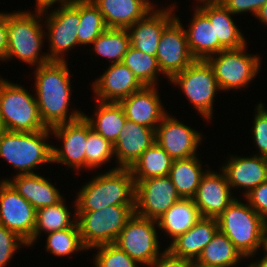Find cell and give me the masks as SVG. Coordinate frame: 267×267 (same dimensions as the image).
<instances>
[{
    "label": "cell",
    "mask_w": 267,
    "mask_h": 267,
    "mask_svg": "<svg viewBox=\"0 0 267 267\" xmlns=\"http://www.w3.org/2000/svg\"><path fill=\"white\" fill-rule=\"evenodd\" d=\"M103 15L107 28L128 29L152 9L143 0H91Z\"/></svg>",
    "instance_id": "obj_24"
},
{
    "label": "cell",
    "mask_w": 267,
    "mask_h": 267,
    "mask_svg": "<svg viewBox=\"0 0 267 267\" xmlns=\"http://www.w3.org/2000/svg\"><path fill=\"white\" fill-rule=\"evenodd\" d=\"M93 84L97 101L116 103L144 87L134 73L123 63L111 64L107 71Z\"/></svg>",
    "instance_id": "obj_18"
},
{
    "label": "cell",
    "mask_w": 267,
    "mask_h": 267,
    "mask_svg": "<svg viewBox=\"0 0 267 267\" xmlns=\"http://www.w3.org/2000/svg\"><path fill=\"white\" fill-rule=\"evenodd\" d=\"M256 107L257 112L254 116V125L252 128L253 138L260 150V156L267 157V110L261 102Z\"/></svg>",
    "instance_id": "obj_41"
},
{
    "label": "cell",
    "mask_w": 267,
    "mask_h": 267,
    "mask_svg": "<svg viewBox=\"0 0 267 267\" xmlns=\"http://www.w3.org/2000/svg\"><path fill=\"white\" fill-rule=\"evenodd\" d=\"M77 195L76 212H91L114 205L134 206L135 181L129 168L117 165L86 183Z\"/></svg>",
    "instance_id": "obj_2"
},
{
    "label": "cell",
    "mask_w": 267,
    "mask_h": 267,
    "mask_svg": "<svg viewBox=\"0 0 267 267\" xmlns=\"http://www.w3.org/2000/svg\"><path fill=\"white\" fill-rule=\"evenodd\" d=\"M122 63L134 73L144 86H156V74L161 72L156 56H151L130 46Z\"/></svg>",
    "instance_id": "obj_36"
},
{
    "label": "cell",
    "mask_w": 267,
    "mask_h": 267,
    "mask_svg": "<svg viewBox=\"0 0 267 267\" xmlns=\"http://www.w3.org/2000/svg\"><path fill=\"white\" fill-rule=\"evenodd\" d=\"M34 73L36 102L41 119L47 128L75 121L84 115L76 110L67 116L72 92L66 61H50L36 66Z\"/></svg>",
    "instance_id": "obj_1"
},
{
    "label": "cell",
    "mask_w": 267,
    "mask_h": 267,
    "mask_svg": "<svg viewBox=\"0 0 267 267\" xmlns=\"http://www.w3.org/2000/svg\"><path fill=\"white\" fill-rule=\"evenodd\" d=\"M231 187L225 173L211 172L210 170L202 176L194 203L202 217L217 218L236 199L232 197Z\"/></svg>",
    "instance_id": "obj_17"
},
{
    "label": "cell",
    "mask_w": 267,
    "mask_h": 267,
    "mask_svg": "<svg viewBox=\"0 0 267 267\" xmlns=\"http://www.w3.org/2000/svg\"><path fill=\"white\" fill-rule=\"evenodd\" d=\"M203 5L198 8L214 25L215 39L226 49H237L246 45V41L233 22V15L219 0H199Z\"/></svg>",
    "instance_id": "obj_25"
},
{
    "label": "cell",
    "mask_w": 267,
    "mask_h": 267,
    "mask_svg": "<svg viewBox=\"0 0 267 267\" xmlns=\"http://www.w3.org/2000/svg\"><path fill=\"white\" fill-rule=\"evenodd\" d=\"M193 199L181 198L157 220V227L163 229L172 241L184 234L201 218Z\"/></svg>",
    "instance_id": "obj_28"
},
{
    "label": "cell",
    "mask_w": 267,
    "mask_h": 267,
    "mask_svg": "<svg viewBox=\"0 0 267 267\" xmlns=\"http://www.w3.org/2000/svg\"><path fill=\"white\" fill-rule=\"evenodd\" d=\"M96 247L99 248L94 260L96 267H138L139 262L114 243Z\"/></svg>",
    "instance_id": "obj_39"
},
{
    "label": "cell",
    "mask_w": 267,
    "mask_h": 267,
    "mask_svg": "<svg viewBox=\"0 0 267 267\" xmlns=\"http://www.w3.org/2000/svg\"><path fill=\"white\" fill-rule=\"evenodd\" d=\"M245 258L231 240L219 229L212 240L204 247L197 262L214 267H234Z\"/></svg>",
    "instance_id": "obj_32"
},
{
    "label": "cell",
    "mask_w": 267,
    "mask_h": 267,
    "mask_svg": "<svg viewBox=\"0 0 267 267\" xmlns=\"http://www.w3.org/2000/svg\"><path fill=\"white\" fill-rule=\"evenodd\" d=\"M134 213V206L121 205L108 206L91 212H75L85 248L115 243Z\"/></svg>",
    "instance_id": "obj_7"
},
{
    "label": "cell",
    "mask_w": 267,
    "mask_h": 267,
    "mask_svg": "<svg viewBox=\"0 0 267 267\" xmlns=\"http://www.w3.org/2000/svg\"><path fill=\"white\" fill-rule=\"evenodd\" d=\"M152 10H154L153 9V6L150 4L151 2H149L148 0H143Z\"/></svg>",
    "instance_id": "obj_50"
},
{
    "label": "cell",
    "mask_w": 267,
    "mask_h": 267,
    "mask_svg": "<svg viewBox=\"0 0 267 267\" xmlns=\"http://www.w3.org/2000/svg\"><path fill=\"white\" fill-rule=\"evenodd\" d=\"M198 131L177 121L166 114L155 131L156 143L159 144L173 160L196 156L201 141Z\"/></svg>",
    "instance_id": "obj_16"
},
{
    "label": "cell",
    "mask_w": 267,
    "mask_h": 267,
    "mask_svg": "<svg viewBox=\"0 0 267 267\" xmlns=\"http://www.w3.org/2000/svg\"><path fill=\"white\" fill-rule=\"evenodd\" d=\"M156 142L155 130L126 120L114 146L119 168H130L141 154Z\"/></svg>",
    "instance_id": "obj_21"
},
{
    "label": "cell",
    "mask_w": 267,
    "mask_h": 267,
    "mask_svg": "<svg viewBox=\"0 0 267 267\" xmlns=\"http://www.w3.org/2000/svg\"><path fill=\"white\" fill-rule=\"evenodd\" d=\"M27 243L16 233L0 225V267H4L20 245Z\"/></svg>",
    "instance_id": "obj_40"
},
{
    "label": "cell",
    "mask_w": 267,
    "mask_h": 267,
    "mask_svg": "<svg viewBox=\"0 0 267 267\" xmlns=\"http://www.w3.org/2000/svg\"><path fill=\"white\" fill-rule=\"evenodd\" d=\"M265 252H267V235H265V247H264Z\"/></svg>",
    "instance_id": "obj_51"
},
{
    "label": "cell",
    "mask_w": 267,
    "mask_h": 267,
    "mask_svg": "<svg viewBox=\"0 0 267 267\" xmlns=\"http://www.w3.org/2000/svg\"><path fill=\"white\" fill-rule=\"evenodd\" d=\"M7 52V13H0V60H5Z\"/></svg>",
    "instance_id": "obj_45"
},
{
    "label": "cell",
    "mask_w": 267,
    "mask_h": 267,
    "mask_svg": "<svg viewBox=\"0 0 267 267\" xmlns=\"http://www.w3.org/2000/svg\"><path fill=\"white\" fill-rule=\"evenodd\" d=\"M50 131L55 137L62 139L63 148L52 146V162L65 164L68 167L81 169L85 167L87 143V120L81 118L54 126Z\"/></svg>",
    "instance_id": "obj_15"
},
{
    "label": "cell",
    "mask_w": 267,
    "mask_h": 267,
    "mask_svg": "<svg viewBox=\"0 0 267 267\" xmlns=\"http://www.w3.org/2000/svg\"><path fill=\"white\" fill-rule=\"evenodd\" d=\"M174 6L170 9L152 10L143 19L136 21L127 30L130 44L136 50L156 56L157 47L164 29L176 18ZM173 14V15H172Z\"/></svg>",
    "instance_id": "obj_20"
},
{
    "label": "cell",
    "mask_w": 267,
    "mask_h": 267,
    "mask_svg": "<svg viewBox=\"0 0 267 267\" xmlns=\"http://www.w3.org/2000/svg\"><path fill=\"white\" fill-rule=\"evenodd\" d=\"M155 224H157L156 220L134 213L114 244L139 263L150 265L162 254L159 252Z\"/></svg>",
    "instance_id": "obj_10"
},
{
    "label": "cell",
    "mask_w": 267,
    "mask_h": 267,
    "mask_svg": "<svg viewBox=\"0 0 267 267\" xmlns=\"http://www.w3.org/2000/svg\"><path fill=\"white\" fill-rule=\"evenodd\" d=\"M265 227H266L265 235H267V220H266V223H265Z\"/></svg>",
    "instance_id": "obj_52"
},
{
    "label": "cell",
    "mask_w": 267,
    "mask_h": 267,
    "mask_svg": "<svg viewBox=\"0 0 267 267\" xmlns=\"http://www.w3.org/2000/svg\"><path fill=\"white\" fill-rule=\"evenodd\" d=\"M95 119L83 115L90 123L91 128L106 140L114 144L127 120L123 107L116 102L97 101Z\"/></svg>",
    "instance_id": "obj_29"
},
{
    "label": "cell",
    "mask_w": 267,
    "mask_h": 267,
    "mask_svg": "<svg viewBox=\"0 0 267 267\" xmlns=\"http://www.w3.org/2000/svg\"><path fill=\"white\" fill-rule=\"evenodd\" d=\"M173 159L156 142L147 148L129 168L134 180L169 176Z\"/></svg>",
    "instance_id": "obj_31"
},
{
    "label": "cell",
    "mask_w": 267,
    "mask_h": 267,
    "mask_svg": "<svg viewBox=\"0 0 267 267\" xmlns=\"http://www.w3.org/2000/svg\"><path fill=\"white\" fill-rule=\"evenodd\" d=\"M201 161L197 156L173 160L169 177L181 198L193 199L202 176Z\"/></svg>",
    "instance_id": "obj_30"
},
{
    "label": "cell",
    "mask_w": 267,
    "mask_h": 267,
    "mask_svg": "<svg viewBox=\"0 0 267 267\" xmlns=\"http://www.w3.org/2000/svg\"><path fill=\"white\" fill-rule=\"evenodd\" d=\"M50 128L35 132L0 131V157L20 175L34 174L38 165L52 162V146L46 143Z\"/></svg>",
    "instance_id": "obj_4"
},
{
    "label": "cell",
    "mask_w": 267,
    "mask_h": 267,
    "mask_svg": "<svg viewBox=\"0 0 267 267\" xmlns=\"http://www.w3.org/2000/svg\"><path fill=\"white\" fill-rule=\"evenodd\" d=\"M71 212L64 205V199L52 206H46L36 210V224L32 236V245L42 231L47 233L72 228L76 220H71Z\"/></svg>",
    "instance_id": "obj_33"
},
{
    "label": "cell",
    "mask_w": 267,
    "mask_h": 267,
    "mask_svg": "<svg viewBox=\"0 0 267 267\" xmlns=\"http://www.w3.org/2000/svg\"><path fill=\"white\" fill-rule=\"evenodd\" d=\"M256 17L260 20V22L267 25V3L260 8Z\"/></svg>",
    "instance_id": "obj_47"
},
{
    "label": "cell",
    "mask_w": 267,
    "mask_h": 267,
    "mask_svg": "<svg viewBox=\"0 0 267 267\" xmlns=\"http://www.w3.org/2000/svg\"><path fill=\"white\" fill-rule=\"evenodd\" d=\"M46 249L55 256H68L75 251L85 250L78 224L76 223L72 228L49 232Z\"/></svg>",
    "instance_id": "obj_38"
},
{
    "label": "cell",
    "mask_w": 267,
    "mask_h": 267,
    "mask_svg": "<svg viewBox=\"0 0 267 267\" xmlns=\"http://www.w3.org/2000/svg\"><path fill=\"white\" fill-rule=\"evenodd\" d=\"M217 230V218L201 217L188 231L174 239L166 249L175 257L196 261Z\"/></svg>",
    "instance_id": "obj_23"
},
{
    "label": "cell",
    "mask_w": 267,
    "mask_h": 267,
    "mask_svg": "<svg viewBox=\"0 0 267 267\" xmlns=\"http://www.w3.org/2000/svg\"><path fill=\"white\" fill-rule=\"evenodd\" d=\"M114 156L113 144L96 133L87 121L85 168L93 170V168L101 166Z\"/></svg>",
    "instance_id": "obj_37"
},
{
    "label": "cell",
    "mask_w": 267,
    "mask_h": 267,
    "mask_svg": "<svg viewBox=\"0 0 267 267\" xmlns=\"http://www.w3.org/2000/svg\"><path fill=\"white\" fill-rule=\"evenodd\" d=\"M190 267H214V266H207V265L200 264L197 261H191L190 262Z\"/></svg>",
    "instance_id": "obj_49"
},
{
    "label": "cell",
    "mask_w": 267,
    "mask_h": 267,
    "mask_svg": "<svg viewBox=\"0 0 267 267\" xmlns=\"http://www.w3.org/2000/svg\"><path fill=\"white\" fill-rule=\"evenodd\" d=\"M223 165L221 170L231 189L243 187L246 189L244 195L267 181V157L257 154L246 158L231 156L229 162Z\"/></svg>",
    "instance_id": "obj_22"
},
{
    "label": "cell",
    "mask_w": 267,
    "mask_h": 267,
    "mask_svg": "<svg viewBox=\"0 0 267 267\" xmlns=\"http://www.w3.org/2000/svg\"><path fill=\"white\" fill-rule=\"evenodd\" d=\"M190 262L189 260L173 256L166 249L148 267H190Z\"/></svg>",
    "instance_id": "obj_44"
},
{
    "label": "cell",
    "mask_w": 267,
    "mask_h": 267,
    "mask_svg": "<svg viewBox=\"0 0 267 267\" xmlns=\"http://www.w3.org/2000/svg\"><path fill=\"white\" fill-rule=\"evenodd\" d=\"M249 267H267V252L257 263L252 262Z\"/></svg>",
    "instance_id": "obj_48"
},
{
    "label": "cell",
    "mask_w": 267,
    "mask_h": 267,
    "mask_svg": "<svg viewBox=\"0 0 267 267\" xmlns=\"http://www.w3.org/2000/svg\"><path fill=\"white\" fill-rule=\"evenodd\" d=\"M36 4H37V10H43L46 12V10H48V7H52V5L55 2H60L61 5L62 4H67V3H71L73 0H36Z\"/></svg>",
    "instance_id": "obj_46"
},
{
    "label": "cell",
    "mask_w": 267,
    "mask_h": 267,
    "mask_svg": "<svg viewBox=\"0 0 267 267\" xmlns=\"http://www.w3.org/2000/svg\"><path fill=\"white\" fill-rule=\"evenodd\" d=\"M0 126L12 132L44 130L36 98L22 86L0 79Z\"/></svg>",
    "instance_id": "obj_6"
},
{
    "label": "cell",
    "mask_w": 267,
    "mask_h": 267,
    "mask_svg": "<svg viewBox=\"0 0 267 267\" xmlns=\"http://www.w3.org/2000/svg\"><path fill=\"white\" fill-rule=\"evenodd\" d=\"M103 15L91 0H80V22L78 26V45L92 44L105 30Z\"/></svg>",
    "instance_id": "obj_35"
},
{
    "label": "cell",
    "mask_w": 267,
    "mask_h": 267,
    "mask_svg": "<svg viewBox=\"0 0 267 267\" xmlns=\"http://www.w3.org/2000/svg\"><path fill=\"white\" fill-rule=\"evenodd\" d=\"M12 188L26 199L36 210L60 202L63 196L47 179L36 173L16 174L13 180L5 179Z\"/></svg>",
    "instance_id": "obj_26"
},
{
    "label": "cell",
    "mask_w": 267,
    "mask_h": 267,
    "mask_svg": "<svg viewBox=\"0 0 267 267\" xmlns=\"http://www.w3.org/2000/svg\"><path fill=\"white\" fill-rule=\"evenodd\" d=\"M135 181V213L158 220L181 199L169 176Z\"/></svg>",
    "instance_id": "obj_11"
},
{
    "label": "cell",
    "mask_w": 267,
    "mask_h": 267,
    "mask_svg": "<svg viewBox=\"0 0 267 267\" xmlns=\"http://www.w3.org/2000/svg\"><path fill=\"white\" fill-rule=\"evenodd\" d=\"M36 209L16 192L7 181L0 183V225L32 245Z\"/></svg>",
    "instance_id": "obj_13"
},
{
    "label": "cell",
    "mask_w": 267,
    "mask_h": 267,
    "mask_svg": "<svg viewBox=\"0 0 267 267\" xmlns=\"http://www.w3.org/2000/svg\"><path fill=\"white\" fill-rule=\"evenodd\" d=\"M47 16L48 37L50 41V61H65L62 54L78 44V26L80 22V0L62 4Z\"/></svg>",
    "instance_id": "obj_12"
},
{
    "label": "cell",
    "mask_w": 267,
    "mask_h": 267,
    "mask_svg": "<svg viewBox=\"0 0 267 267\" xmlns=\"http://www.w3.org/2000/svg\"><path fill=\"white\" fill-rule=\"evenodd\" d=\"M170 81L181 87L202 117L211 120L213 99L220 88L214 70L207 60H195L182 72L174 75Z\"/></svg>",
    "instance_id": "obj_8"
},
{
    "label": "cell",
    "mask_w": 267,
    "mask_h": 267,
    "mask_svg": "<svg viewBox=\"0 0 267 267\" xmlns=\"http://www.w3.org/2000/svg\"><path fill=\"white\" fill-rule=\"evenodd\" d=\"M185 32L190 52L196 60H207L210 56L225 50L219 39H215L214 25L198 6L190 27Z\"/></svg>",
    "instance_id": "obj_27"
},
{
    "label": "cell",
    "mask_w": 267,
    "mask_h": 267,
    "mask_svg": "<svg viewBox=\"0 0 267 267\" xmlns=\"http://www.w3.org/2000/svg\"><path fill=\"white\" fill-rule=\"evenodd\" d=\"M35 14L24 11L7 13V52L5 59L17 57L37 67L50 62L47 53L39 55L44 41L40 23L43 10H35ZM42 14V15H41ZM39 55V57H38Z\"/></svg>",
    "instance_id": "obj_5"
},
{
    "label": "cell",
    "mask_w": 267,
    "mask_h": 267,
    "mask_svg": "<svg viewBox=\"0 0 267 267\" xmlns=\"http://www.w3.org/2000/svg\"><path fill=\"white\" fill-rule=\"evenodd\" d=\"M156 89V86H144L119 102L128 120L155 131L167 114Z\"/></svg>",
    "instance_id": "obj_19"
},
{
    "label": "cell",
    "mask_w": 267,
    "mask_h": 267,
    "mask_svg": "<svg viewBox=\"0 0 267 267\" xmlns=\"http://www.w3.org/2000/svg\"><path fill=\"white\" fill-rule=\"evenodd\" d=\"M233 15L250 11L253 15H257L267 0H219Z\"/></svg>",
    "instance_id": "obj_43"
},
{
    "label": "cell",
    "mask_w": 267,
    "mask_h": 267,
    "mask_svg": "<svg viewBox=\"0 0 267 267\" xmlns=\"http://www.w3.org/2000/svg\"><path fill=\"white\" fill-rule=\"evenodd\" d=\"M176 17L163 31L157 47V62L161 73L171 79L196 59L192 56L185 29Z\"/></svg>",
    "instance_id": "obj_14"
},
{
    "label": "cell",
    "mask_w": 267,
    "mask_h": 267,
    "mask_svg": "<svg viewBox=\"0 0 267 267\" xmlns=\"http://www.w3.org/2000/svg\"><path fill=\"white\" fill-rule=\"evenodd\" d=\"M245 46L226 49L210 56L207 61L212 66L220 90L246 87L257 75L260 58L246 54Z\"/></svg>",
    "instance_id": "obj_9"
},
{
    "label": "cell",
    "mask_w": 267,
    "mask_h": 267,
    "mask_svg": "<svg viewBox=\"0 0 267 267\" xmlns=\"http://www.w3.org/2000/svg\"><path fill=\"white\" fill-rule=\"evenodd\" d=\"M247 203L266 221L267 220V181L245 195Z\"/></svg>",
    "instance_id": "obj_42"
},
{
    "label": "cell",
    "mask_w": 267,
    "mask_h": 267,
    "mask_svg": "<svg viewBox=\"0 0 267 267\" xmlns=\"http://www.w3.org/2000/svg\"><path fill=\"white\" fill-rule=\"evenodd\" d=\"M223 232L244 257H251L265 247L266 221L248 204L235 199L218 217Z\"/></svg>",
    "instance_id": "obj_3"
},
{
    "label": "cell",
    "mask_w": 267,
    "mask_h": 267,
    "mask_svg": "<svg viewBox=\"0 0 267 267\" xmlns=\"http://www.w3.org/2000/svg\"><path fill=\"white\" fill-rule=\"evenodd\" d=\"M92 44L96 54L109 58L112 64L122 63L124 55L131 46L128 30L117 28H107Z\"/></svg>",
    "instance_id": "obj_34"
}]
</instances>
